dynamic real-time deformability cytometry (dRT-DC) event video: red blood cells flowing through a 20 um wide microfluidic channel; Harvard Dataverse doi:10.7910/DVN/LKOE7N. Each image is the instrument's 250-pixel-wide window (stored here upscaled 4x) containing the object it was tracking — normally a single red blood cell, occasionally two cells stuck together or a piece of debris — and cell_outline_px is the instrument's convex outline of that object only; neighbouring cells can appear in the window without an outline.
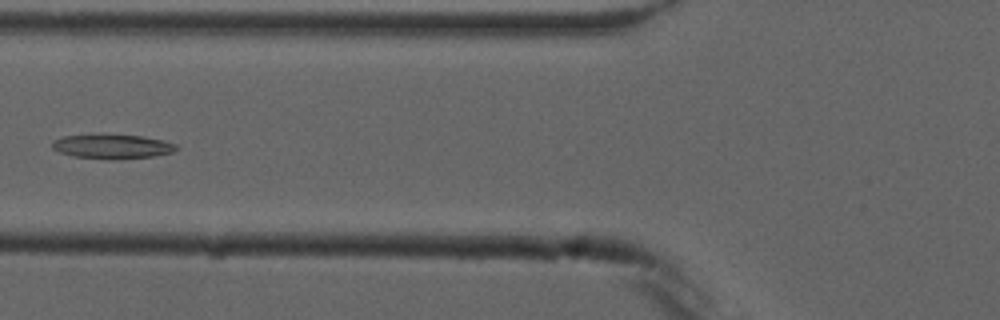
{"species": "common noctule bat (a hibernating species)", "species_latin": "Nyctalus noctula", "temperature_condition": "cold", "stored_images_in_passage": 5, "camera_frame_rate_fps": 3000, "um_per_image_px": 0.085, "animal": {"sex": "male", "forearm_length_mm": 52.5}, "frame": {"image": 1, "passage_image": 5, "time_ms": 4.667, "image_size_px": [1000, 320], "cell_outline_px": [[180, 148], [172, 152], [152, 156], [112, 160], [108, 160], [72, 156], [60, 152], [52, 148], [52, 140], [64, 136], [100, 132], [140, 136], [164, 140], [176, 144]], "centroid_in_image_um": [9.5, 12.42], "position_along_channel_um": 116.3, "area_um2": 18.32}}